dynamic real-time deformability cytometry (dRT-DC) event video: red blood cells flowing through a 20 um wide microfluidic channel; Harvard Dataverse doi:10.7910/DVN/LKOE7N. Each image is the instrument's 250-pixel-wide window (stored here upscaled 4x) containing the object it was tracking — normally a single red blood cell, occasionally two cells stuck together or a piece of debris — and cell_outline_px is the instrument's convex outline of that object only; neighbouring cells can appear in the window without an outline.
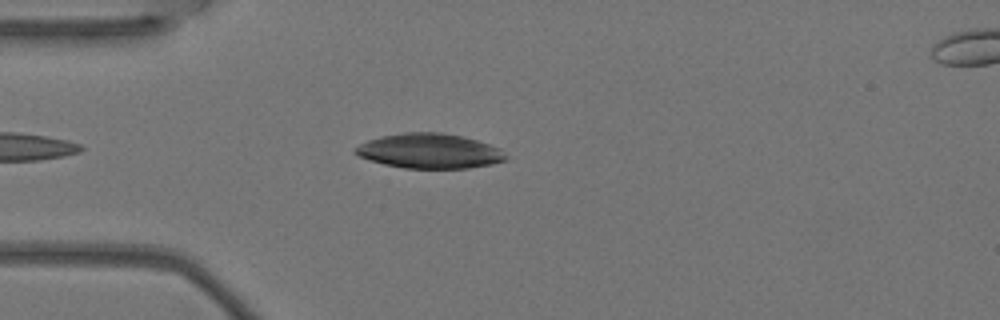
{"species": "Egyptian fruit bat (a non-hibernating species)", "species_latin": "Rousettus aegyptiacus", "temperature_condition": "warm", "stored_images_in_passage": 2, "camera_frame_rate_fps": 3000, "um_per_image_px": 0.085, "animal": {"sex": "female"}, "frame": {"image": 1, "passage_image": 2, "time_ms": 0.333, "image_size_px": [1000, 320], "cell_outline_px": [[508, 160], [492, 164], [468, 168], [404, 168], [384, 164], [360, 156], [352, 152], [352, 148], [368, 140], [380, 136], [404, 132], [440, 132], [460, 136], [476, 140], [500, 148], [508, 156]], "centroid_in_image_um": [36.51, 12.83], "position_along_channel_um": 48.5, "area_um2": 30.58}}